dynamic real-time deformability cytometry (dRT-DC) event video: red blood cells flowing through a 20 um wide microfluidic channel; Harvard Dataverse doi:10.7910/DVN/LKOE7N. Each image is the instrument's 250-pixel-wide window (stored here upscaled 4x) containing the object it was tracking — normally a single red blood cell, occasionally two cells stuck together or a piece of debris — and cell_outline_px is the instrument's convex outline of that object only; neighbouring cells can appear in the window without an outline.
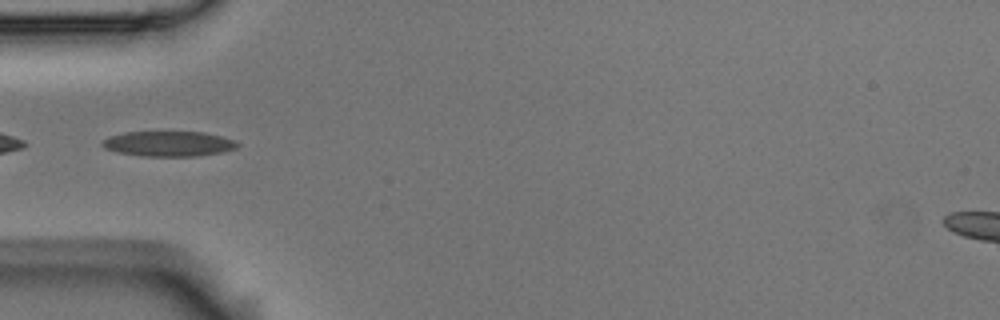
{"species": "Egyptian fruit bat (a non-hibernating species)", "species_latin": "Rousettus aegyptiacus", "temperature_condition": "room temperature", "stored_images_in_passage": 38, "camera_frame_rate_fps": 3000, "um_per_image_px": 0.085, "animal": {"sex": "male"}, "frame": {"image": 1, "passage_image": 1, "time_ms": 0.0, "image_size_px": [1000, 320], "cell_outline_px": [[240, 144], [236, 148], [220, 152], [196, 156], [140, 156], [116, 152], [104, 148], [100, 144], [100, 140], [124, 132], [204, 132], [224, 136], [236, 140]], "centroid_in_image_um": [14.32, 12.21], "position_along_channel_um": 70.7, "area_um2": 20.0}}
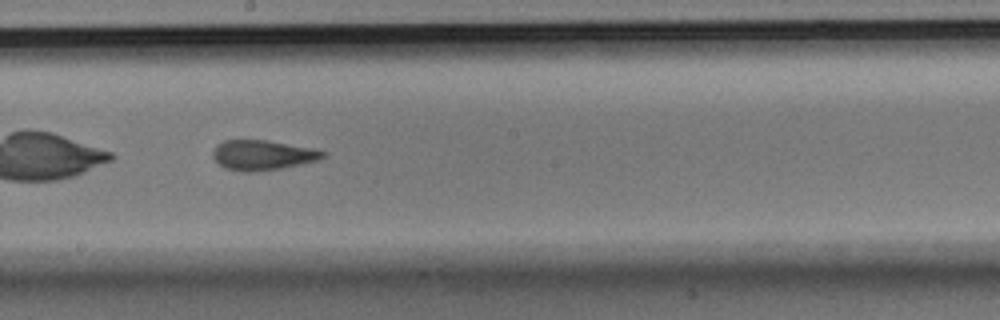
{"frame": {"image": 2, "passage_image": 14, "time_ms": 4.333, "image_size_px": [1000, 320], "cell_outline_px": [[328, 152], [320, 160], [280, 168], [248, 172], [244, 172], [224, 168], [212, 156], [212, 152], [216, 144], [224, 140], [268, 140], [312, 148]], "centroid_in_image_um": [22.31, 13.17], "position_along_channel_um": 225.9, "area_um2": 19.19}}
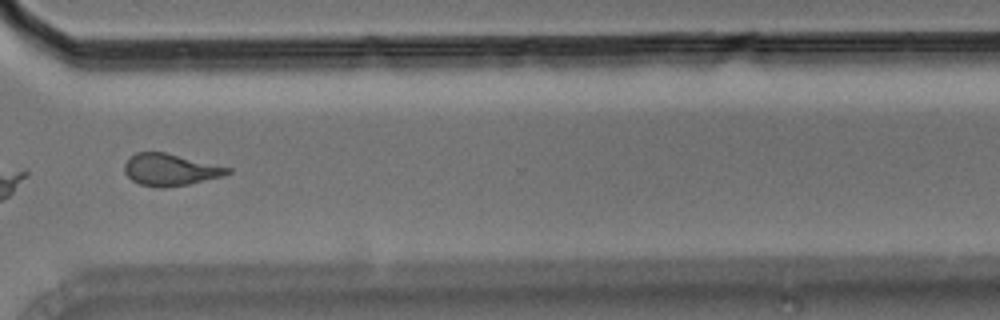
{"frame": {"image": 3, "passage_image": 25, "time_ms": 8.0, "image_size_px": [1000, 320], "cell_outline_px": [[232, 172], [224, 176], [188, 184], [164, 188], [156, 188], [140, 184], [132, 180], [124, 172], [124, 164], [136, 152], [164, 152], [232, 168]], "centroid_in_image_um": [14.48, 14.44], "position_along_channel_um": 356.1, "area_um2": 19.13}, "authors_computed_cell_mechanics": {"area_um2": 19.1029, "velocity_mm_per_s": 3.5565, "shape_relaxation_time_tau1_ms": 4.4299, "shape_relaxation_time_tau2_ms": 1.3837, "deformation_change_tau1": 0.1621, "deformation_change_tau2": 0.0912}}